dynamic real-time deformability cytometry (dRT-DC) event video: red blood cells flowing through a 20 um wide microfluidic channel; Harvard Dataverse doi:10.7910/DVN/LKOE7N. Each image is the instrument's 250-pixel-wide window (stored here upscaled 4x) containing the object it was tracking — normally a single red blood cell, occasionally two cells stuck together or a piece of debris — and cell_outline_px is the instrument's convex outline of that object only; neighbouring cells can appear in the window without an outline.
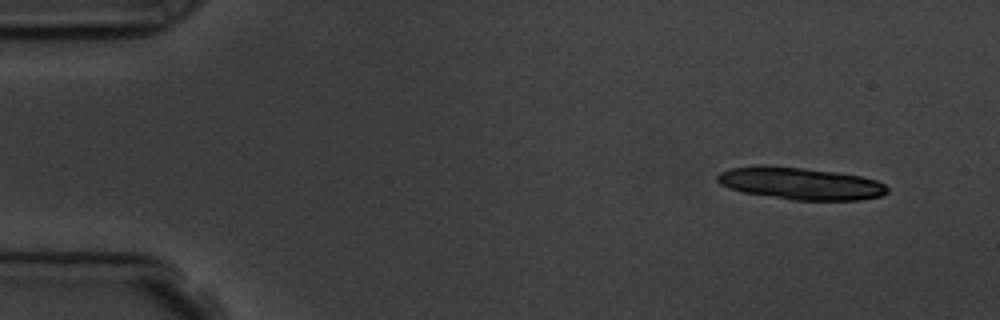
{"species": "common noctule bat (a hibernating species)", "species_latin": "Nyctalus noctula", "temperature_condition": "room temperature", "stored_images_in_passage": 7, "camera_frame_rate_fps": 3000, "um_per_image_px": 0.085, "animal": {"sex": "male", "body_mass_g": 19.5, "forearm_length_mm": 54.6}, "frame": {"image": 1, "passage_image": 1, "time_ms": 0.0, "image_size_px": [1000, 320], "cell_outline_px": [[888, 192], [880, 196], [860, 200], [792, 200], [744, 192], [728, 188], [720, 184], [716, 180], [716, 176], [720, 172], [732, 168], [804, 168], [836, 172], [860, 176], [876, 180], [884, 184], [888, 188]], "centroid_in_image_um": [68.11, 15.63], "position_along_channel_um": 16.9, "area_um2": 30.92}}
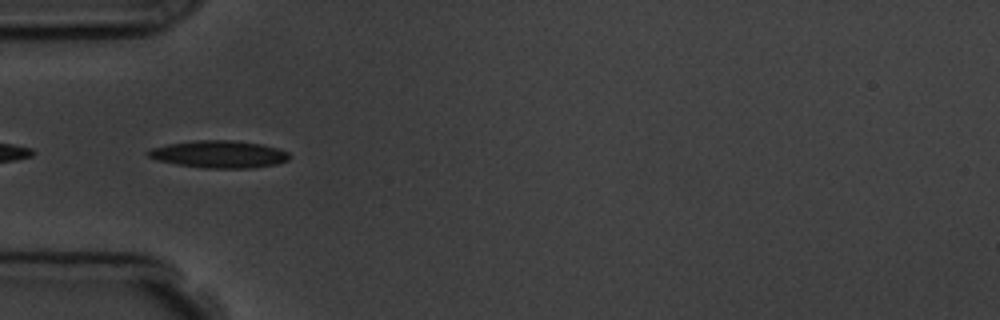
{"frame": {"image": 2, "passage_image": 5, "time_ms": 4.333, "image_size_px": [1000, 320], "cell_outline_px": [[288, 160], [276, 164], [252, 168], [204, 168], [176, 164], [156, 160], [148, 156], [144, 152], [152, 148], [168, 144], [196, 140], [236, 140], [260, 144], [280, 148], [288, 152]], "centroid_in_image_um": [18.6, 13.11], "position_along_channel_um": 66.4, "area_um2": 22.54}}